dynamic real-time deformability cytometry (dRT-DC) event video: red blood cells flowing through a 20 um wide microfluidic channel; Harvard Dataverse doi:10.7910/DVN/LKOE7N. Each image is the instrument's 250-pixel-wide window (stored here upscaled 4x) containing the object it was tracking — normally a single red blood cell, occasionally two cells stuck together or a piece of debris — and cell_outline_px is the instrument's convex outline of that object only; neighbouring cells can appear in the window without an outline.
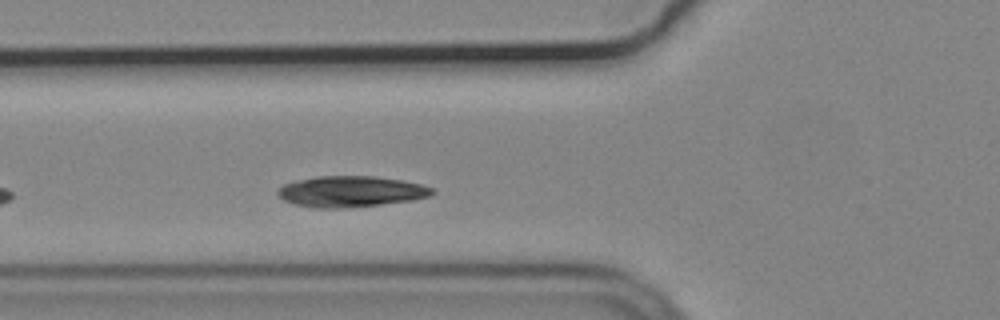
{"species": "common noctule bat (a hibernating species)", "species_latin": "Nyctalus noctula", "temperature_condition": "cold", "stored_images_in_passage": 11, "camera_frame_rate_fps": 3000, "um_per_image_px": 0.085, "animal": {"sex": "male", "body_mass_g": 19.2, "forearm_length_mm": 51.8}, "frame": {"image": 1, "passage_image": 7, "time_ms": 2.0, "image_size_px": [1000, 320], "cell_outline_px": [[436, 192], [432, 196], [412, 200], [380, 204], [340, 208], [316, 208], [292, 204], [284, 200], [276, 192], [284, 184], [296, 180], [320, 176], [376, 176], [404, 180], [420, 184], [432, 188]], "centroid_in_image_um": [29.84, 16.27], "position_along_channel_um": 96.0, "area_um2": 27.86}}